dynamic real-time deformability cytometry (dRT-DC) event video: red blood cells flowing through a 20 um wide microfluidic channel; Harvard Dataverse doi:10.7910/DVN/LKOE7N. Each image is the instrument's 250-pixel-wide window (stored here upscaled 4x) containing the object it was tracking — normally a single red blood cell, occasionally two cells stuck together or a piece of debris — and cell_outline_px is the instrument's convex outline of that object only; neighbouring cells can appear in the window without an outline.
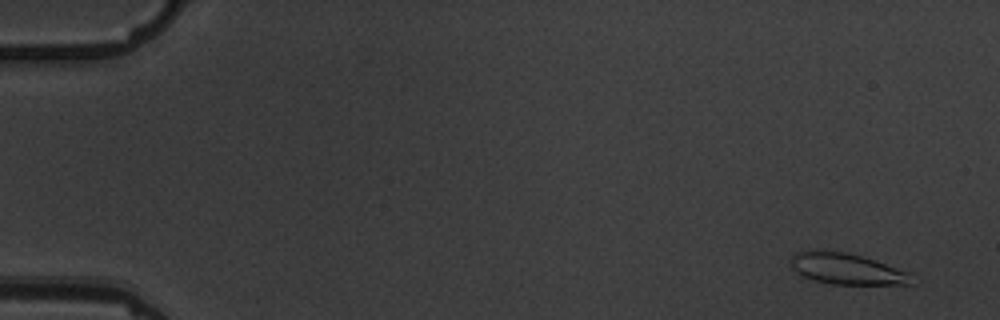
{"species": "common noctule bat (a hibernating species)", "species_latin": "Nyctalus noctula", "temperature_condition": "warm", "stored_images_in_passage": 6, "camera_frame_rate_fps": 3000, "um_per_image_px": 0.085, "animal": {"sex": "male", "body_mass_g": 19.5, "forearm_length_mm": 54.6}, "frame": {"image": 1, "passage_image": 1, "time_ms": 0.0, "image_size_px": [1000, 320], "cell_outline_px": [[916, 284], [828, 284], [812, 280], [796, 272], [792, 268], [792, 256], [796, 252], [812, 248], [848, 252], [908, 272]], "centroid_in_image_um": [71.9, 22.84], "position_along_channel_um": 13.1, "area_um2": 21.96}}
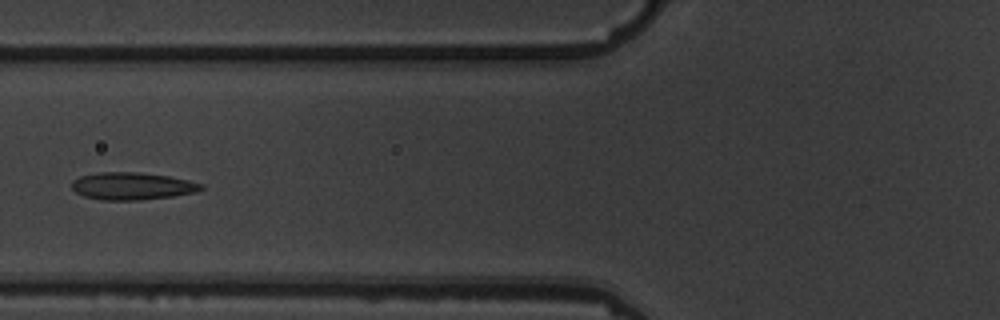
{"frame": {"image": 2, "passage_image": 6, "time_ms": 6.667, "image_size_px": [1000, 320], "cell_outline_px": [[204, 188], [196, 192], [172, 196], [140, 200], [104, 200], [84, 196], [76, 192], [72, 188], [72, 180], [80, 176], [100, 172], [136, 172], [168, 176], [188, 180], [204, 184]], "centroid_in_image_um": [11.24, 15.81], "position_along_channel_um": 114.6, "area_um2": 20.58}}